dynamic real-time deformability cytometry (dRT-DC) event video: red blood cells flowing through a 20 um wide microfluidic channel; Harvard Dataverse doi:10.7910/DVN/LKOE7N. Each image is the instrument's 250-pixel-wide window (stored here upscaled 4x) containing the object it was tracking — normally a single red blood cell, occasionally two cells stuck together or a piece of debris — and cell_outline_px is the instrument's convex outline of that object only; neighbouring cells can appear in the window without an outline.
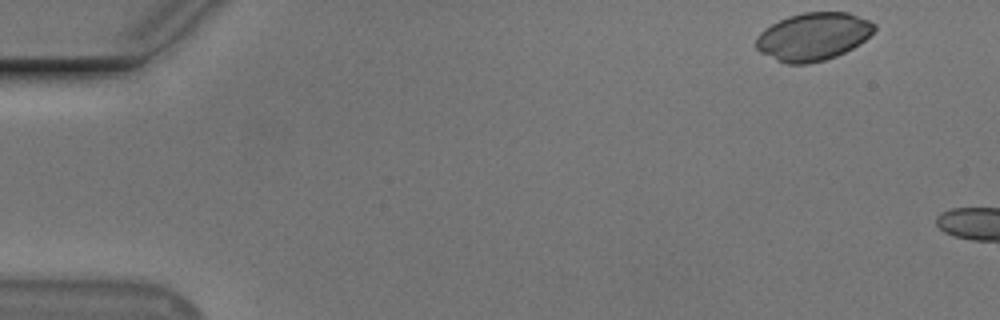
{"species": "Egyptian fruit bat (a non-hibernating species)", "species_latin": "Rousettus aegyptiacus", "temperature_condition": "cold", "stored_images_in_passage": 8, "camera_frame_rate_fps": 3000, "um_per_image_px": 0.085, "animal": {"sex": "male"}, "frame": {"image": 1, "passage_image": 1, "time_ms": 0.0, "image_size_px": [1000, 320], "cell_outline_px": [[876, 28], [864, 40], [852, 48], [836, 56], [824, 60], [808, 64], [788, 64], [776, 60], [760, 52], [756, 48], [756, 36], [764, 28], [788, 16], [804, 12], [848, 12], [868, 20], [876, 24]], "centroid_in_image_um": [69.09, 3.11], "position_along_channel_um": 15.9, "area_um2": 32.83}}